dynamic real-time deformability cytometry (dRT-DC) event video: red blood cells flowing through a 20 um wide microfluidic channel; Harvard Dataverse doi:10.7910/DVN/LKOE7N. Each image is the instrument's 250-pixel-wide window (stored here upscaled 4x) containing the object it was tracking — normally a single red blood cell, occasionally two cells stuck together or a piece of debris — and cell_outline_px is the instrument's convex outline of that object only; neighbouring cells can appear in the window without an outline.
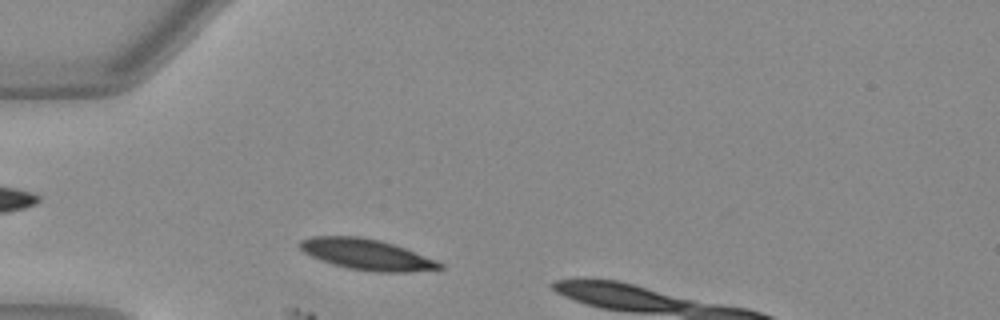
{"species": "Egyptian fruit bat (a non-hibernating species)", "species_latin": "Rousettus aegyptiacus", "temperature_condition": "warm", "stored_images_in_passage": 8, "camera_frame_rate_fps": 3000, "um_per_image_px": 0.085, "animal": {"sex": "female"}, "frame": {"image": 1, "passage_image": 3, "time_ms": 0.667, "image_size_px": [1000, 320], "cell_outline_px": [[444, 268], [412, 272], [376, 272], [348, 268], [332, 264], [320, 260], [304, 252], [300, 248], [300, 240], [312, 236], [360, 236], [380, 240], [404, 248], [436, 260], [444, 264]], "centroid_in_image_um": [31.17, 21.63], "position_along_channel_um": 53.8, "area_um2": 25.03}}